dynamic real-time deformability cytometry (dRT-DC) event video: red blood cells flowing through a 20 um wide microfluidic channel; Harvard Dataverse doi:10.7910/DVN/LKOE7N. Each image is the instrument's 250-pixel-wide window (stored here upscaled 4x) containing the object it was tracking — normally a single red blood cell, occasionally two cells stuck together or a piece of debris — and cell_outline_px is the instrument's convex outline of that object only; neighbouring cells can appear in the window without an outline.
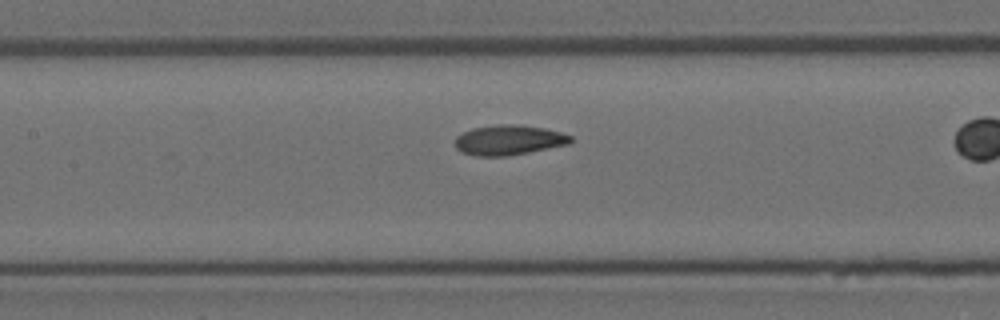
{"species": "Egyptian fruit bat (a non-hibernating species)", "species_latin": "Rousettus aegyptiacus", "temperature_condition": "room temperature", "stored_images_in_passage": 33, "camera_frame_rate_fps": 3000, "um_per_image_px": 0.085, "animal": {"sex": "female"}, "frame": {"image": 1, "passage_image": 19, "time_ms": 6.0, "image_size_px": [1000, 320], "cell_outline_px": [[572, 140], [568, 144], [508, 156], [476, 156], [460, 152], [456, 148], [456, 136], [472, 128], [496, 124], [520, 124], [544, 128], [560, 132], [572, 136]], "centroid_in_image_um": [43.22, 11.9], "position_along_channel_um": 164.2, "area_um2": 20.23}}
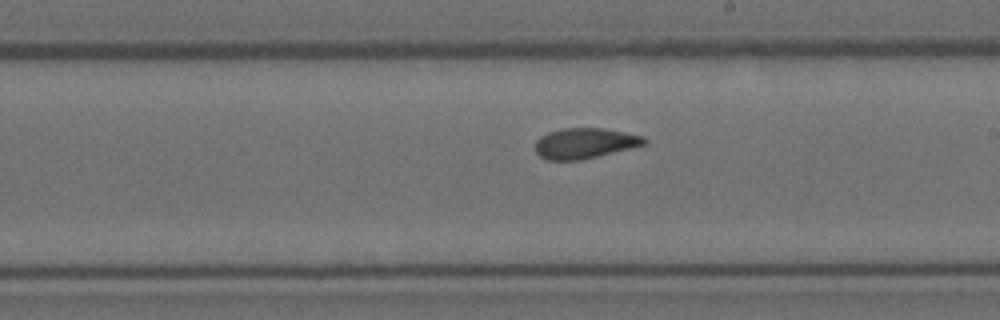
{"frame": {"image": 2, "passage_image": 24, "time_ms": 7.667, "image_size_px": [1000, 320], "cell_outline_px": [[648, 140], [644, 144], [632, 148], [580, 160], [548, 160], [540, 156], [536, 152], [536, 140], [540, 136], [548, 132], [564, 128], [604, 128], [644, 136]], "centroid_in_image_um": [49.71, 12.17], "position_along_channel_um": 239.3, "area_um2": 19.31}}